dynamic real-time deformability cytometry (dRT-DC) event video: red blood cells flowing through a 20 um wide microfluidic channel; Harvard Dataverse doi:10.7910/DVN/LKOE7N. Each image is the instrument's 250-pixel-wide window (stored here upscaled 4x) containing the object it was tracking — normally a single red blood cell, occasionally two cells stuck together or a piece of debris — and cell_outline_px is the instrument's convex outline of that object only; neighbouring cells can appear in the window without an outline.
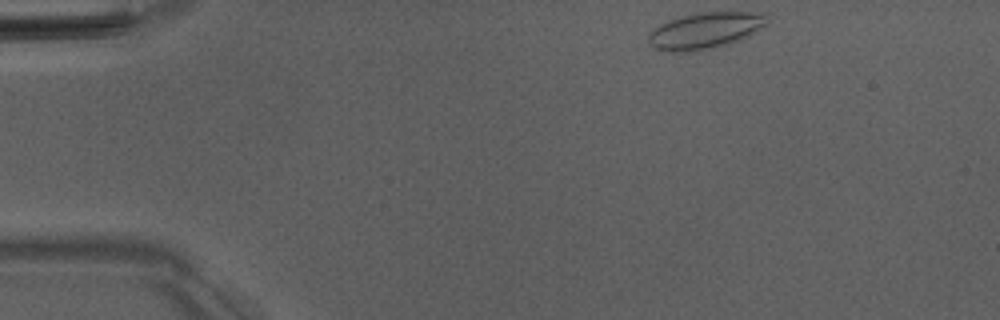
{"species": "Egyptian fruit bat (a non-hibernating species)", "species_latin": "Rousettus aegyptiacus", "temperature_condition": "room temperature", "stored_images_in_passage": 28, "camera_frame_rate_fps": 3000, "um_per_image_px": 0.085, "animal": {"sex": "male"}, "frame": {"image": 1, "passage_image": 1, "time_ms": 0.0, "image_size_px": [1000, 320], "cell_outline_px": [[768, 20], [764, 24], [748, 36], [740, 40], [728, 44], [696, 52], [672, 52], [656, 48], [648, 44], [648, 32], [660, 24], [680, 16], [700, 12], [768, 12]], "centroid_in_image_um": [59.92, 2.6], "position_along_channel_um": 25.1, "area_um2": 25.26}}
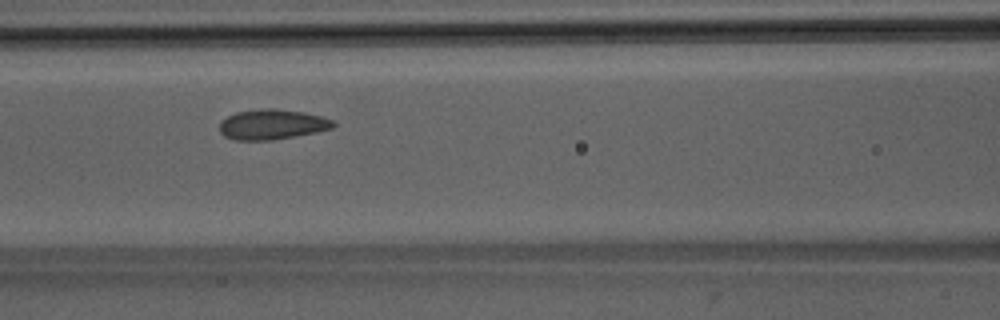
{"frame": {"image": 2, "passage_image": 16, "time_ms": 5.0, "image_size_px": [1000, 320], "cell_outline_px": [[336, 124], [332, 128], [316, 132], [296, 136], [272, 140], [236, 140], [224, 136], [220, 132], [220, 120], [236, 112], [260, 108], [276, 108], [304, 112], [320, 116], [332, 120]], "centroid_in_image_um": [23.11, 10.57], "position_along_channel_um": 143.5, "area_um2": 20.06}}
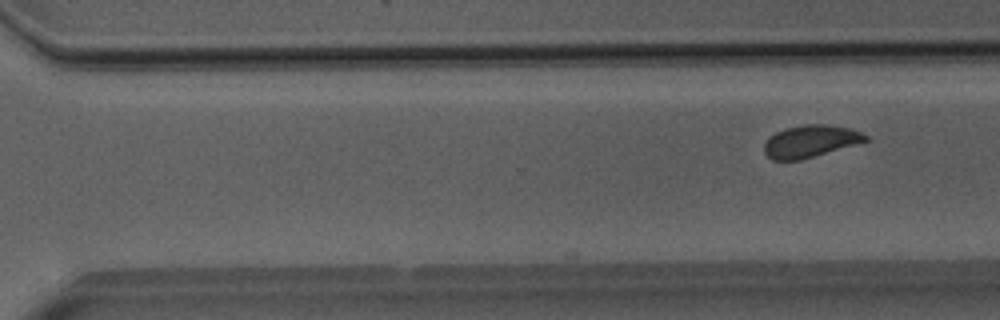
{"frame": {"image": 3, "passage_image": 28, "time_ms": 9.0, "image_size_px": [1000, 320], "cell_outline_px": [[868, 140], [800, 160], [772, 160], [764, 152], [764, 144], [768, 136], [784, 128], [804, 124], [824, 124], [852, 128], [864, 132], [868, 136]], "centroid_in_image_um": [68.86, 11.99], "position_along_channel_um": 301.7, "area_um2": 19.02}}